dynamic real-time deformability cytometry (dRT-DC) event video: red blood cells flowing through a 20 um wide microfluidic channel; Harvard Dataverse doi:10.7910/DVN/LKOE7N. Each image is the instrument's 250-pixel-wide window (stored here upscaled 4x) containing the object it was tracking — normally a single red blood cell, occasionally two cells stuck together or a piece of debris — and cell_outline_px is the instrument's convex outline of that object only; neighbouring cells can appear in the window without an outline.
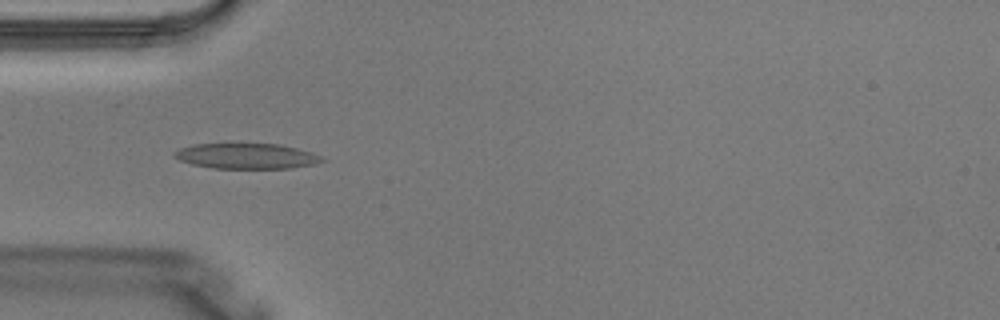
{"species": "Egyptian fruit bat (a non-hibernating species)", "species_latin": "Rousettus aegyptiacus", "temperature_condition": "warm", "stored_images_in_passage": 3, "camera_frame_rate_fps": 3000, "um_per_image_px": 0.085, "animal": {"sex": "male"}, "frame": {"image": 1, "passage_image": 3, "time_ms": 0.667, "image_size_px": [1000, 320], "cell_outline_px": [[324, 160], [312, 164], [292, 168], [216, 168], [192, 164], [180, 160], [172, 152], [180, 148], [192, 144], [276, 144], [296, 148], [312, 152], [320, 156]], "centroid_in_image_um": [20.93, 13.26], "position_along_channel_um": 64.1, "area_um2": 21.5}}